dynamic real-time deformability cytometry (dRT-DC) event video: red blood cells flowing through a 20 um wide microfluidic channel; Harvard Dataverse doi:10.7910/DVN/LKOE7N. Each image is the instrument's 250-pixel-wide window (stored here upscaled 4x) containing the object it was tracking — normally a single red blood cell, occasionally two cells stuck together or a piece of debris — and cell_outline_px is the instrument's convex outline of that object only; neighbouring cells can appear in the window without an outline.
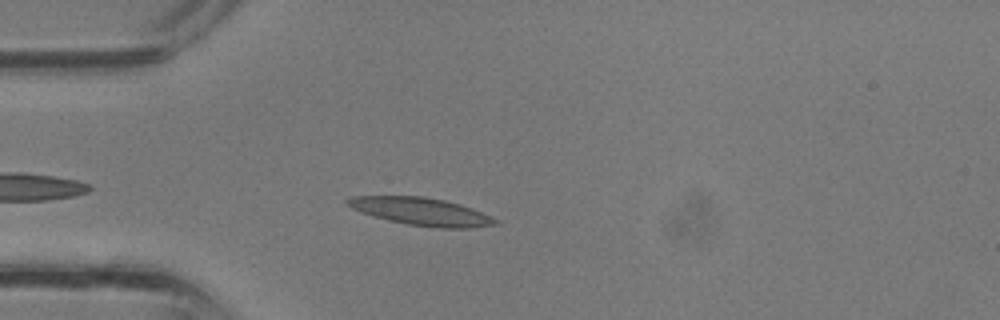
{"species": "common noctule bat (a hibernating species)", "species_latin": "Nyctalus noctula", "temperature_condition": "room temperature", "stored_images_in_passage": 24, "camera_frame_rate_fps": 3000, "um_per_image_px": 0.085, "animal": {"sex": "male", "body_mass_g": 13.3}, "frame": {"image": 1, "passage_image": 3, "time_ms": 0.667, "image_size_px": [1000, 320], "cell_outline_px": [[500, 224], [468, 228], [440, 228], [408, 224], [388, 220], [360, 212], [344, 204], [344, 200], [352, 196], [424, 196], [444, 200], [460, 204], [472, 208], [492, 216], [500, 220]], "centroid_in_image_um": [35.82, 17.97], "position_along_channel_um": 49.2, "area_um2": 23.99}}
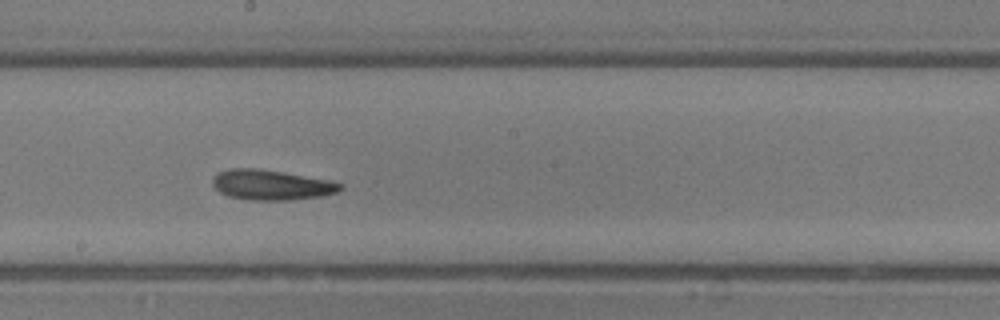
{"frame": {"image": 2, "passage_image": 13, "time_ms": 4.0, "image_size_px": [1000, 320], "cell_outline_px": [[344, 188], [340, 192], [320, 196], [292, 200], [248, 200], [228, 196], [220, 192], [212, 184], [212, 176], [216, 172], [228, 168], [256, 168], [284, 172], [328, 180], [344, 184]], "centroid_in_image_um": [23.05, 15.71], "position_along_channel_um": 225.2, "area_um2": 22.72}}
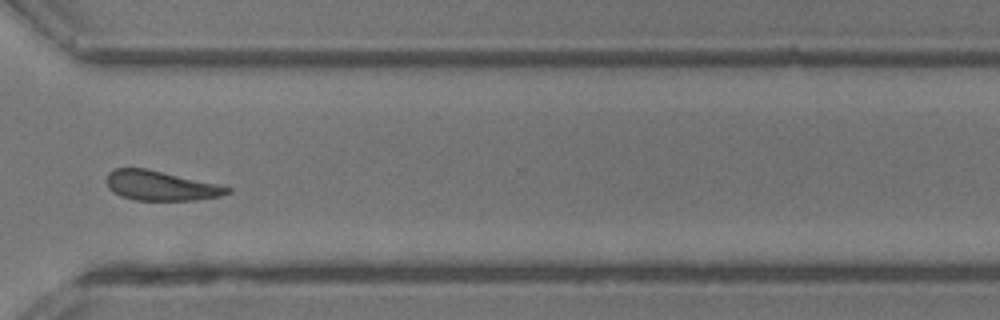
{"frame": {"image": 3, "passage_image": 20, "time_ms": 6.333, "image_size_px": [1000, 320], "cell_outline_px": [[232, 192], [220, 196], [196, 200], [132, 200], [120, 196], [112, 192], [108, 188], [108, 172], [116, 168], [148, 168], [216, 184], [232, 188]], "centroid_in_image_um": [13.64, 15.79], "position_along_channel_um": 357.0, "area_um2": 20.87}}